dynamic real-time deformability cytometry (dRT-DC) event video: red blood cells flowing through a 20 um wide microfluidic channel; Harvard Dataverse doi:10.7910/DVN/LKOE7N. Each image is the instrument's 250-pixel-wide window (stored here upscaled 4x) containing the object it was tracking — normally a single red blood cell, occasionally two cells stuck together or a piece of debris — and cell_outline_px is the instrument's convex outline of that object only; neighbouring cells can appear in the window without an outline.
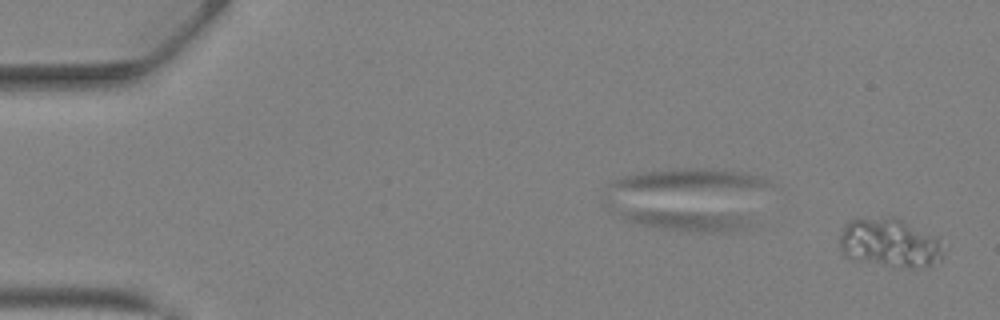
{"species": "Egyptian fruit bat (a non-hibernating species)", "species_latin": "Rousettus aegyptiacus", "temperature_condition": "warm", "stored_images_in_passage": 9, "camera_frame_rate_fps": 3000, "um_per_image_px": 0.085, "animal": {"sex": "female"}, "frame": {"image": 1, "passage_image": 1, "time_ms": 0.0, "image_size_px": [1000, 320], "cell_outline_px": [[944, 252], [940, 260], [928, 264], [912, 268], [844, 256], [840, 248], [840, 236], [844, 224], [852, 220], [892, 216], [940, 236]], "centroid_in_image_um": [75.68, 20.6], "position_along_channel_um": 9.3, "area_um2": 28.96}}